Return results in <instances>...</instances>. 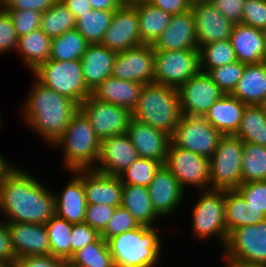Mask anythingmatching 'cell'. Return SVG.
Wrapping results in <instances>:
<instances>
[{"mask_svg": "<svg viewBox=\"0 0 266 267\" xmlns=\"http://www.w3.org/2000/svg\"><path fill=\"white\" fill-rule=\"evenodd\" d=\"M161 165L157 160L138 158L119 177L123 184L148 187Z\"/></svg>", "mask_w": 266, "mask_h": 267, "instance_id": "42", "label": "cell"}, {"mask_svg": "<svg viewBox=\"0 0 266 267\" xmlns=\"http://www.w3.org/2000/svg\"><path fill=\"white\" fill-rule=\"evenodd\" d=\"M147 189L153 209L163 219L172 217L186 196V191L165 165L155 172Z\"/></svg>", "mask_w": 266, "mask_h": 267, "instance_id": "18", "label": "cell"}, {"mask_svg": "<svg viewBox=\"0 0 266 267\" xmlns=\"http://www.w3.org/2000/svg\"><path fill=\"white\" fill-rule=\"evenodd\" d=\"M266 216L245 201L236 190H225V223L227 232L244 225H256Z\"/></svg>", "mask_w": 266, "mask_h": 267, "instance_id": "31", "label": "cell"}, {"mask_svg": "<svg viewBox=\"0 0 266 267\" xmlns=\"http://www.w3.org/2000/svg\"><path fill=\"white\" fill-rule=\"evenodd\" d=\"M79 109L89 119L91 127L100 141L126 133L132 119L130 110L99 101L91 95L80 103Z\"/></svg>", "mask_w": 266, "mask_h": 267, "instance_id": "13", "label": "cell"}, {"mask_svg": "<svg viewBox=\"0 0 266 267\" xmlns=\"http://www.w3.org/2000/svg\"><path fill=\"white\" fill-rule=\"evenodd\" d=\"M154 51L199 50L195 18L191 9L172 15L168 27L152 44Z\"/></svg>", "mask_w": 266, "mask_h": 267, "instance_id": "21", "label": "cell"}, {"mask_svg": "<svg viewBox=\"0 0 266 267\" xmlns=\"http://www.w3.org/2000/svg\"><path fill=\"white\" fill-rule=\"evenodd\" d=\"M200 70L207 73L210 69L237 61L230 40L204 44L199 48Z\"/></svg>", "mask_w": 266, "mask_h": 267, "instance_id": "41", "label": "cell"}, {"mask_svg": "<svg viewBox=\"0 0 266 267\" xmlns=\"http://www.w3.org/2000/svg\"><path fill=\"white\" fill-rule=\"evenodd\" d=\"M242 183L266 180V147L243 142Z\"/></svg>", "mask_w": 266, "mask_h": 267, "instance_id": "40", "label": "cell"}, {"mask_svg": "<svg viewBox=\"0 0 266 267\" xmlns=\"http://www.w3.org/2000/svg\"><path fill=\"white\" fill-rule=\"evenodd\" d=\"M51 41L40 28L19 37L16 52L31 73L49 59Z\"/></svg>", "mask_w": 266, "mask_h": 267, "instance_id": "32", "label": "cell"}, {"mask_svg": "<svg viewBox=\"0 0 266 267\" xmlns=\"http://www.w3.org/2000/svg\"><path fill=\"white\" fill-rule=\"evenodd\" d=\"M180 111L182 115L204 117L213 104L224 93L210 76L200 71L178 89Z\"/></svg>", "mask_w": 266, "mask_h": 267, "instance_id": "14", "label": "cell"}, {"mask_svg": "<svg viewBox=\"0 0 266 267\" xmlns=\"http://www.w3.org/2000/svg\"><path fill=\"white\" fill-rule=\"evenodd\" d=\"M13 21L18 37L40 28L42 13L32 9H4Z\"/></svg>", "mask_w": 266, "mask_h": 267, "instance_id": "45", "label": "cell"}, {"mask_svg": "<svg viewBox=\"0 0 266 267\" xmlns=\"http://www.w3.org/2000/svg\"><path fill=\"white\" fill-rule=\"evenodd\" d=\"M245 65L239 61H234L210 69L207 74L224 94H231L243 75Z\"/></svg>", "mask_w": 266, "mask_h": 267, "instance_id": "43", "label": "cell"}, {"mask_svg": "<svg viewBox=\"0 0 266 267\" xmlns=\"http://www.w3.org/2000/svg\"><path fill=\"white\" fill-rule=\"evenodd\" d=\"M0 261L15 264L17 261L12 249L10 233L6 221L0 219Z\"/></svg>", "mask_w": 266, "mask_h": 267, "instance_id": "54", "label": "cell"}, {"mask_svg": "<svg viewBox=\"0 0 266 267\" xmlns=\"http://www.w3.org/2000/svg\"><path fill=\"white\" fill-rule=\"evenodd\" d=\"M99 237L100 233L85 222L72 224L70 236L71 257L75 252L89 243L95 242Z\"/></svg>", "mask_w": 266, "mask_h": 267, "instance_id": "50", "label": "cell"}, {"mask_svg": "<svg viewBox=\"0 0 266 267\" xmlns=\"http://www.w3.org/2000/svg\"><path fill=\"white\" fill-rule=\"evenodd\" d=\"M115 209L116 207L105 204H87L84 222L101 233L107 226Z\"/></svg>", "mask_w": 266, "mask_h": 267, "instance_id": "49", "label": "cell"}, {"mask_svg": "<svg viewBox=\"0 0 266 267\" xmlns=\"http://www.w3.org/2000/svg\"><path fill=\"white\" fill-rule=\"evenodd\" d=\"M100 44L116 52L144 44L141 41L137 10L132 4H122L115 11Z\"/></svg>", "mask_w": 266, "mask_h": 267, "instance_id": "16", "label": "cell"}, {"mask_svg": "<svg viewBox=\"0 0 266 267\" xmlns=\"http://www.w3.org/2000/svg\"><path fill=\"white\" fill-rule=\"evenodd\" d=\"M32 80L31 88L23 99L20 117L28 129L36 132L52 148L65 133L79 105L69 97L45 87L35 78Z\"/></svg>", "mask_w": 266, "mask_h": 267, "instance_id": "2", "label": "cell"}, {"mask_svg": "<svg viewBox=\"0 0 266 267\" xmlns=\"http://www.w3.org/2000/svg\"><path fill=\"white\" fill-rule=\"evenodd\" d=\"M237 61L258 64L266 61L261 29L242 23L234 24L230 38Z\"/></svg>", "mask_w": 266, "mask_h": 267, "instance_id": "26", "label": "cell"}, {"mask_svg": "<svg viewBox=\"0 0 266 267\" xmlns=\"http://www.w3.org/2000/svg\"><path fill=\"white\" fill-rule=\"evenodd\" d=\"M66 267H81V266H78V265H66Z\"/></svg>", "mask_w": 266, "mask_h": 267, "instance_id": "65", "label": "cell"}, {"mask_svg": "<svg viewBox=\"0 0 266 267\" xmlns=\"http://www.w3.org/2000/svg\"><path fill=\"white\" fill-rule=\"evenodd\" d=\"M0 267H15L14 264L0 261Z\"/></svg>", "mask_w": 266, "mask_h": 267, "instance_id": "62", "label": "cell"}, {"mask_svg": "<svg viewBox=\"0 0 266 267\" xmlns=\"http://www.w3.org/2000/svg\"><path fill=\"white\" fill-rule=\"evenodd\" d=\"M93 10H117L123 3L121 0H89Z\"/></svg>", "mask_w": 266, "mask_h": 267, "instance_id": "57", "label": "cell"}, {"mask_svg": "<svg viewBox=\"0 0 266 267\" xmlns=\"http://www.w3.org/2000/svg\"><path fill=\"white\" fill-rule=\"evenodd\" d=\"M138 14L141 41L153 44L168 27L172 14L153 6L148 1L132 4Z\"/></svg>", "mask_w": 266, "mask_h": 267, "instance_id": "33", "label": "cell"}, {"mask_svg": "<svg viewBox=\"0 0 266 267\" xmlns=\"http://www.w3.org/2000/svg\"><path fill=\"white\" fill-rule=\"evenodd\" d=\"M116 54L101 44L87 46L80 61L84 82L91 91L111 76Z\"/></svg>", "mask_w": 266, "mask_h": 267, "instance_id": "25", "label": "cell"}, {"mask_svg": "<svg viewBox=\"0 0 266 267\" xmlns=\"http://www.w3.org/2000/svg\"><path fill=\"white\" fill-rule=\"evenodd\" d=\"M60 1L73 13L76 19L92 9L89 0H60Z\"/></svg>", "mask_w": 266, "mask_h": 267, "instance_id": "56", "label": "cell"}, {"mask_svg": "<svg viewBox=\"0 0 266 267\" xmlns=\"http://www.w3.org/2000/svg\"><path fill=\"white\" fill-rule=\"evenodd\" d=\"M143 1H148V0H121L123 4H134L137 2H143Z\"/></svg>", "mask_w": 266, "mask_h": 267, "instance_id": "61", "label": "cell"}, {"mask_svg": "<svg viewBox=\"0 0 266 267\" xmlns=\"http://www.w3.org/2000/svg\"><path fill=\"white\" fill-rule=\"evenodd\" d=\"M263 109V111L265 112L266 115V100L260 105Z\"/></svg>", "mask_w": 266, "mask_h": 267, "instance_id": "63", "label": "cell"}, {"mask_svg": "<svg viewBox=\"0 0 266 267\" xmlns=\"http://www.w3.org/2000/svg\"><path fill=\"white\" fill-rule=\"evenodd\" d=\"M39 180L17 165L0 181V214L4 221L45 224L55 215L53 188Z\"/></svg>", "mask_w": 266, "mask_h": 267, "instance_id": "1", "label": "cell"}, {"mask_svg": "<svg viewBox=\"0 0 266 267\" xmlns=\"http://www.w3.org/2000/svg\"><path fill=\"white\" fill-rule=\"evenodd\" d=\"M4 155L0 154V181L6 176V174L15 166L14 163L10 164Z\"/></svg>", "mask_w": 266, "mask_h": 267, "instance_id": "58", "label": "cell"}, {"mask_svg": "<svg viewBox=\"0 0 266 267\" xmlns=\"http://www.w3.org/2000/svg\"><path fill=\"white\" fill-rule=\"evenodd\" d=\"M83 182L87 204L122 205L123 183L119 176H111L94 169L72 170Z\"/></svg>", "mask_w": 266, "mask_h": 267, "instance_id": "20", "label": "cell"}, {"mask_svg": "<svg viewBox=\"0 0 266 267\" xmlns=\"http://www.w3.org/2000/svg\"><path fill=\"white\" fill-rule=\"evenodd\" d=\"M235 136L243 142L266 147V115L260 105L245 107L240 127Z\"/></svg>", "mask_w": 266, "mask_h": 267, "instance_id": "34", "label": "cell"}, {"mask_svg": "<svg viewBox=\"0 0 266 267\" xmlns=\"http://www.w3.org/2000/svg\"><path fill=\"white\" fill-rule=\"evenodd\" d=\"M140 227L135 218L122 206L117 207L100 236L108 241L117 235Z\"/></svg>", "mask_w": 266, "mask_h": 267, "instance_id": "44", "label": "cell"}, {"mask_svg": "<svg viewBox=\"0 0 266 267\" xmlns=\"http://www.w3.org/2000/svg\"><path fill=\"white\" fill-rule=\"evenodd\" d=\"M57 0H5L1 5L3 9H32L44 13L51 8Z\"/></svg>", "mask_w": 266, "mask_h": 267, "instance_id": "53", "label": "cell"}, {"mask_svg": "<svg viewBox=\"0 0 266 267\" xmlns=\"http://www.w3.org/2000/svg\"><path fill=\"white\" fill-rule=\"evenodd\" d=\"M5 2V0H0V4L2 5Z\"/></svg>", "mask_w": 266, "mask_h": 267, "instance_id": "66", "label": "cell"}, {"mask_svg": "<svg viewBox=\"0 0 266 267\" xmlns=\"http://www.w3.org/2000/svg\"><path fill=\"white\" fill-rule=\"evenodd\" d=\"M154 83L178 89L200 70L199 50L154 51Z\"/></svg>", "mask_w": 266, "mask_h": 267, "instance_id": "10", "label": "cell"}, {"mask_svg": "<svg viewBox=\"0 0 266 267\" xmlns=\"http://www.w3.org/2000/svg\"><path fill=\"white\" fill-rule=\"evenodd\" d=\"M75 27V16L60 0L42 14L40 29L51 39Z\"/></svg>", "mask_w": 266, "mask_h": 267, "instance_id": "39", "label": "cell"}, {"mask_svg": "<svg viewBox=\"0 0 266 267\" xmlns=\"http://www.w3.org/2000/svg\"><path fill=\"white\" fill-rule=\"evenodd\" d=\"M126 133L139 158L157 160L164 165L171 142L170 135L134 118L131 119Z\"/></svg>", "mask_w": 266, "mask_h": 267, "instance_id": "22", "label": "cell"}, {"mask_svg": "<svg viewBox=\"0 0 266 267\" xmlns=\"http://www.w3.org/2000/svg\"><path fill=\"white\" fill-rule=\"evenodd\" d=\"M18 35L11 16L2 7L0 8V55L16 52ZM14 50V51H13Z\"/></svg>", "mask_w": 266, "mask_h": 267, "instance_id": "47", "label": "cell"}, {"mask_svg": "<svg viewBox=\"0 0 266 267\" xmlns=\"http://www.w3.org/2000/svg\"><path fill=\"white\" fill-rule=\"evenodd\" d=\"M191 11L195 18L198 48L204 44L229 40L234 24L209 0H194Z\"/></svg>", "mask_w": 266, "mask_h": 267, "instance_id": "17", "label": "cell"}, {"mask_svg": "<svg viewBox=\"0 0 266 267\" xmlns=\"http://www.w3.org/2000/svg\"><path fill=\"white\" fill-rule=\"evenodd\" d=\"M182 114L177 89L150 83L142 86L132 118L172 135Z\"/></svg>", "mask_w": 266, "mask_h": 267, "instance_id": "4", "label": "cell"}, {"mask_svg": "<svg viewBox=\"0 0 266 267\" xmlns=\"http://www.w3.org/2000/svg\"><path fill=\"white\" fill-rule=\"evenodd\" d=\"M35 79L45 87L69 97L78 105L91 95L86 86L80 60L57 61L48 59L33 72Z\"/></svg>", "mask_w": 266, "mask_h": 267, "instance_id": "7", "label": "cell"}, {"mask_svg": "<svg viewBox=\"0 0 266 267\" xmlns=\"http://www.w3.org/2000/svg\"><path fill=\"white\" fill-rule=\"evenodd\" d=\"M89 43L76 30L66 31L51 41L49 59L57 61L80 60Z\"/></svg>", "mask_w": 266, "mask_h": 267, "instance_id": "36", "label": "cell"}, {"mask_svg": "<svg viewBox=\"0 0 266 267\" xmlns=\"http://www.w3.org/2000/svg\"><path fill=\"white\" fill-rule=\"evenodd\" d=\"M236 190L247 203L266 216V180L241 183Z\"/></svg>", "mask_w": 266, "mask_h": 267, "instance_id": "46", "label": "cell"}, {"mask_svg": "<svg viewBox=\"0 0 266 267\" xmlns=\"http://www.w3.org/2000/svg\"><path fill=\"white\" fill-rule=\"evenodd\" d=\"M142 86L138 82L110 76L91 91V96L99 101L124 107L132 112L136 106Z\"/></svg>", "mask_w": 266, "mask_h": 267, "instance_id": "28", "label": "cell"}, {"mask_svg": "<svg viewBox=\"0 0 266 267\" xmlns=\"http://www.w3.org/2000/svg\"><path fill=\"white\" fill-rule=\"evenodd\" d=\"M68 173L72 177L67 180L69 182L64 189L59 192L54 191L55 214L71 224L83 223L87 208L83 182L73 171Z\"/></svg>", "mask_w": 266, "mask_h": 267, "instance_id": "24", "label": "cell"}, {"mask_svg": "<svg viewBox=\"0 0 266 267\" xmlns=\"http://www.w3.org/2000/svg\"><path fill=\"white\" fill-rule=\"evenodd\" d=\"M121 206L128 210L140 226L154 227L161 220L153 209L147 187L123 184Z\"/></svg>", "mask_w": 266, "mask_h": 267, "instance_id": "30", "label": "cell"}, {"mask_svg": "<svg viewBox=\"0 0 266 267\" xmlns=\"http://www.w3.org/2000/svg\"><path fill=\"white\" fill-rule=\"evenodd\" d=\"M148 2L172 15L189 11L192 4V0H148Z\"/></svg>", "mask_w": 266, "mask_h": 267, "instance_id": "55", "label": "cell"}, {"mask_svg": "<svg viewBox=\"0 0 266 267\" xmlns=\"http://www.w3.org/2000/svg\"><path fill=\"white\" fill-rule=\"evenodd\" d=\"M233 24L242 23L245 0H209Z\"/></svg>", "mask_w": 266, "mask_h": 267, "instance_id": "51", "label": "cell"}, {"mask_svg": "<svg viewBox=\"0 0 266 267\" xmlns=\"http://www.w3.org/2000/svg\"><path fill=\"white\" fill-rule=\"evenodd\" d=\"M222 136L204 117L182 115L170 140L174 146L210 159Z\"/></svg>", "mask_w": 266, "mask_h": 267, "instance_id": "11", "label": "cell"}, {"mask_svg": "<svg viewBox=\"0 0 266 267\" xmlns=\"http://www.w3.org/2000/svg\"><path fill=\"white\" fill-rule=\"evenodd\" d=\"M138 158V152L127 133L115 135L100 142L98 159L92 169L119 176Z\"/></svg>", "mask_w": 266, "mask_h": 267, "instance_id": "19", "label": "cell"}, {"mask_svg": "<svg viewBox=\"0 0 266 267\" xmlns=\"http://www.w3.org/2000/svg\"><path fill=\"white\" fill-rule=\"evenodd\" d=\"M264 41V55L266 57V28L261 30Z\"/></svg>", "mask_w": 266, "mask_h": 267, "instance_id": "60", "label": "cell"}, {"mask_svg": "<svg viewBox=\"0 0 266 267\" xmlns=\"http://www.w3.org/2000/svg\"><path fill=\"white\" fill-rule=\"evenodd\" d=\"M50 255L68 261L71 258L70 236L72 224L56 214L46 223Z\"/></svg>", "mask_w": 266, "mask_h": 267, "instance_id": "37", "label": "cell"}, {"mask_svg": "<svg viewBox=\"0 0 266 267\" xmlns=\"http://www.w3.org/2000/svg\"><path fill=\"white\" fill-rule=\"evenodd\" d=\"M100 140L97 138L89 119L79 109L71 118L63 136L52 148L61 149L62 168L66 171L90 169L96 165Z\"/></svg>", "mask_w": 266, "mask_h": 267, "instance_id": "5", "label": "cell"}, {"mask_svg": "<svg viewBox=\"0 0 266 267\" xmlns=\"http://www.w3.org/2000/svg\"><path fill=\"white\" fill-rule=\"evenodd\" d=\"M231 95L246 105H261L266 100V61L246 64Z\"/></svg>", "mask_w": 266, "mask_h": 267, "instance_id": "29", "label": "cell"}, {"mask_svg": "<svg viewBox=\"0 0 266 267\" xmlns=\"http://www.w3.org/2000/svg\"><path fill=\"white\" fill-rule=\"evenodd\" d=\"M116 10H93L76 19L75 29L89 44H100Z\"/></svg>", "mask_w": 266, "mask_h": 267, "instance_id": "35", "label": "cell"}, {"mask_svg": "<svg viewBox=\"0 0 266 267\" xmlns=\"http://www.w3.org/2000/svg\"><path fill=\"white\" fill-rule=\"evenodd\" d=\"M66 265H78L81 267H116L113 256L110 253L107 241L101 236L89 243L66 261Z\"/></svg>", "mask_w": 266, "mask_h": 267, "instance_id": "38", "label": "cell"}, {"mask_svg": "<svg viewBox=\"0 0 266 267\" xmlns=\"http://www.w3.org/2000/svg\"><path fill=\"white\" fill-rule=\"evenodd\" d=\"M221 252L224 261L266 266V219L230 231Z\"/></svg>", "mask_w": 266, "mask_h": 267, "instance_id": "9", "label": "cell"}, {"mask_svg": "<svg viewBox=\"0 0 266 267\" xmlns=\"http://www.w3.org/2000/svg\"><path fill=\"white\" fill-rule=\"evenodd\" d=\"M224 266L225 267H266V266H258V265H248V264H243V263L234 262V261H224Z\"/></svg>", "mask_w": 266, "mask_h": 267, "instance_id": "59", "label": "cell"}, {"mask_svg": "<svg viewBox=\"0 0 266 267\" xmlns=\"http://www.w3.org/2000/svg\"><path fill=\"white\" fill-rule=\"evenodd\" d=\"M0 113H1V112H0ZM1 115H2V114H0V130H2V127L4 126V125L2 124V123H3V122H2L3 120H2V116H1Z\"/></svg>", "mask_w": 266, "mask_h": 267, "instance_id": "64", "label": "cell"}, {"mask_svg": "<svg viewBox=\"0 0 266 267\" xmlns=\"http://www.w3.org/2000/svg\"><path fill=\"white\" fill-rule=\"evenodd\" d=\"M246 106L231 94H224L213 104L204 118L222 135H235Z\"/></svg>", "mask_w": 266, "mask_h": 267, "instance_id": "27", "label": "cell"}, {"mask_svg": "<svg viewBox=\"0 0 266 267\" xmlns=\"http://www.w3.org/2000/svg\"><path fill=\"white\" fill-rule=\"evenodd\" d=\"M140 226L107 241L116 267H156L163 250L160 229Z\"/></svg>", "mask_w": 266, "mask_h": 267, "instance_id": "3", "label": "cell"}, {"mask_svg": "<svg viewBox=\"0 0 266 267\" xmlns=\"http://www.w3.org/2000/svg\"><path fill=\"white\" fill-rule=\"evenodd\" d=\"M16 259L25 256L50 255L45 224L6 222Z\"/></svg>", "mask_w": 266, "mask_h": 267, "instance_id": "23", "label": "cell"}, {"mask_svg": "<svg viewBox=\"0 0 266 267\" xmlns=\"http://www.w3.org/2000/svg\"><path fill=\"white\" fill-rule=\"evenodd\" d=\"M154 54L152 44H141L117 52L111 76L142 85L154 83Z\"/></svg>", "mask_w": 266, "mask_h": 267, "instance_id": "15", "label": "cell"}, {"mask_svg": "<svg viewBox=\"0 0 266 267\" xmlns=\"http://www.w3.org/2000/svg\"><path fill=\"white\" fill-rule=\"evenodd\" d=\"M15 267H66V261L52 255H38L20 257Z\"/></svg>", "mask_w": 266, "mask_h": 267, "instance_id": "52", "label": "cell"}, {"mask_svg": "<svg viewBox=\"0 0 266 267\" xmlns=\"http://www.w3.org/2000/svg\"><path fill=\"white\" fill-rule=\"evenodd\" d=\"M242 24L258 29L266 28V0H245Z\"/></svg>", "mask_w": 266, "mask_h": 267, "instance_id": "48", "label": "cell"}, {"mask_svg": "<svg viewBox=\"0 0 266 267\" xmlns=\"http://www.w3.org/2000/svg\"><path fill=\"white\" fill-rule=\"evenodd\" d=\"M191 211L194 238L202 241L214 239L223 249L228 232L225 223V190H200Z\"/></svg>", "mask_w": 266, "mask_h": 267, "instance_id": "6", "label": "cell"}, {"mask_svg": "<svg viewBox=\"0 0 266 267\" xmlns=\"http://www.w3.org/2000/svg\"><path fill=\"white\" fill-rule=\"evenodd\" d=\"M243 141L235 135H223L209 159L210 189L233 190L242 183Z\"/></svg>", "mask_w": 266, "mask_h": 267, "instance_id": "8", "label": "cell"}, {"mask_svg": "<svg viewBox=\"0 0 266 267\" xmlns=\"http://www.w3.org/2000/svg\"><path fill=\"white\" fill-rule=\"evenodd\" d=\"M164 165L176 177L186 193L189 187H194L197 191L210 189L208 158L174 146L170 142Z\"/></svg>", "mask_w": 266, "mask_h": 267, "instance_id": "12", "label": "cell"}]
</instances>
